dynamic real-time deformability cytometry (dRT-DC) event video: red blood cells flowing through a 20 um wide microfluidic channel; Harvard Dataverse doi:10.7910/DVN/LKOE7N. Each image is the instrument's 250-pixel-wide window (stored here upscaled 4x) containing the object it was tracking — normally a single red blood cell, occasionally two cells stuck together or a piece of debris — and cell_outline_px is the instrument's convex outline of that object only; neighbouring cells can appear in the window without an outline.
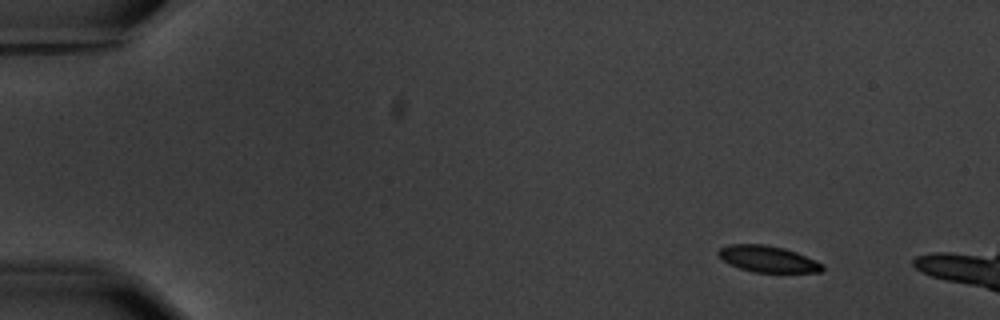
{"species": "common noctule bat (a hibernating species)", "species_latin": "Nyctalus noctula", "temperature_condition": "warm", "stored_images_in_passage": 3, "camera_frame_rate_fps": 3000, "um_per_image_px": 0.085, "animal": {"sex": "male", "body_mass_g": 20.1, "forearm_length_mm": 53.5}, "frame": {"image": 1, "passage_image": 1, "time_ms": 0.0, "image_size_px": [1000, 320], "cell_outline_px": [[824, 268], [820, 272], [752, 272], [728, 264], [716, 252], [720, 248], [728, 244], [764, 244], [784, 248], [796, 252], [824, 264]], "centroid_in_image_um": [65.25, 22.01], "position_along_channel_um": 19.7, "area_um2": 15.95}}